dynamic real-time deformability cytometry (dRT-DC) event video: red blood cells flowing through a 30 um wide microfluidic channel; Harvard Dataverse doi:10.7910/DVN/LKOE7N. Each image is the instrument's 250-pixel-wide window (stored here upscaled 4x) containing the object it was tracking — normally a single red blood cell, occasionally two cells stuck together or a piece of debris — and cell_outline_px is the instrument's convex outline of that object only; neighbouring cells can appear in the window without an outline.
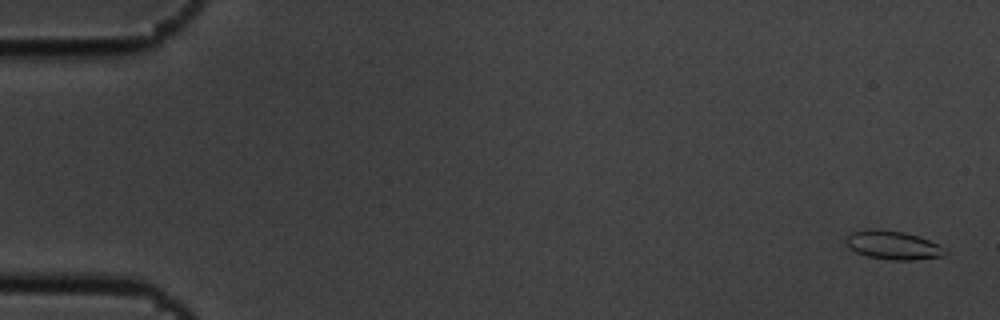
{"species": "common noctule bat (a hibernating species)", "species_latin": "Nyctalus noctula", "temperature_condition": "cold", "stored_images_in_passage": 6, "camera_frame_rate_fps": 3000, "um_per_image_px": 0.085, "animal": {"sex": "male", "body_mass_g": 19.5, "forearm_length_mm": 54.6}, "frame": {"image": 1, "passage_image": 1, "time_ms": 0.0, "image_size_px": [1000, 320], "cell_outline_px": [[948, 252], [944, 256], [916, 260], [892, 260], [868, 256], [856, 252], [848, 248], [844, 240], [852, 232], [864, 228], [880, 228], [904, 232], [928, 240], [936, 244]], "centroid_in_image_um": [75.85, 20.83], "position_along_channel_um": 9.2, "area_um2": 16.65}}
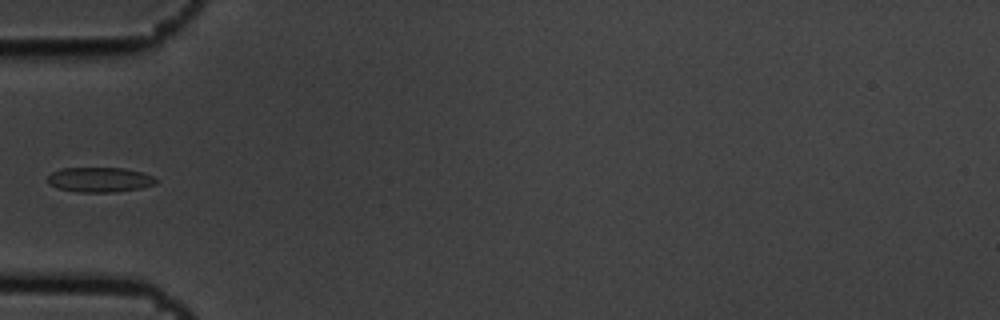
{"frame": {"image": 2, "passage_image": 5, "time_ms": 1.333, "image_size_px": [1000, 320], "cell_outline_px": [[160, 180], [156, 184], [140, 188], [112, 192], [76, 192], [60, 188], [48, 184], [48, 176], [52, 172], [60, 168], [124, 168], [144, 172], [156, 176]], "centroid_in_image_um": [8.54, 15.26], "position_along_channel_um": 76.5, "area_um2": 15.9}}
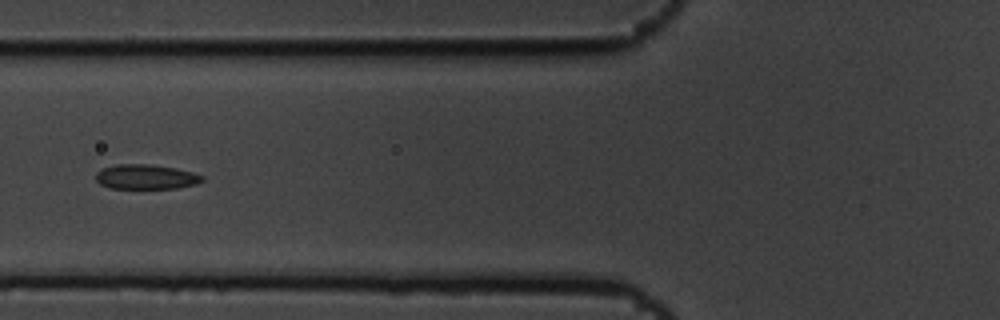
{"frame": {"image": 3, "passage_image": 6, "time_ms": 1.667, "image_size_px": [1000, 320], "cell_outline_px": [[204, 180], [196, 184], [176, 188], [108, 188], [100, 184], [96, 180], [96, 172], [104, 168], [116, 164], [148, 164], [176, 168], [192, 172], [204, 176]], "centroid_in_image_um": [12.4, 15.03], "position_along_channel_um": 113.4, "area_um2": 15.32}}